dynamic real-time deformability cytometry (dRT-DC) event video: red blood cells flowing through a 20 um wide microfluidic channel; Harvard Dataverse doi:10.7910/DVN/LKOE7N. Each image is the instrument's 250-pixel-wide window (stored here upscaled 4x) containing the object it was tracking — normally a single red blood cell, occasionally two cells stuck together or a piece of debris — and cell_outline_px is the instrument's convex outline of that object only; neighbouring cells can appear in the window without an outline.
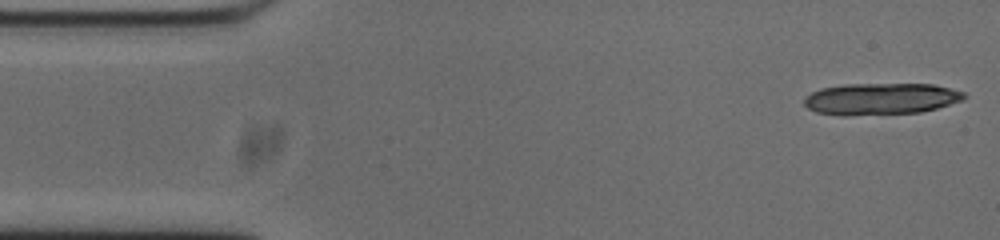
{"species": "common noctule bat (a hibernating species)", "species_latin": "Nyctalus noctula", "temperature_condition": "cold", "stored_images_in_passage": 14, "camera_frame_rate_fps": 3000, "um_per_image_px": 0.085, "animal": {"sex": "male", "body_mass_g": 20.0, "forearm_length_mm": 53.3}, "frame": {"image": 1, "passage_image": 1, "time_ms": 0.0, "image_size_px": [1000, 240], "cell_outline_px": [[968, 96], [964, 100], [936, 108], [920, 112], [844, 116], [816, 112], [808, 108], [804, 104], [804, 100], [812, 92], [820, 88], [844, 84], [932, 84], [964, 92]], "centroid_in_image_um": [74.87, 8.4], "position_along_channel_um": 10.1, "area_um2": 29.54}}